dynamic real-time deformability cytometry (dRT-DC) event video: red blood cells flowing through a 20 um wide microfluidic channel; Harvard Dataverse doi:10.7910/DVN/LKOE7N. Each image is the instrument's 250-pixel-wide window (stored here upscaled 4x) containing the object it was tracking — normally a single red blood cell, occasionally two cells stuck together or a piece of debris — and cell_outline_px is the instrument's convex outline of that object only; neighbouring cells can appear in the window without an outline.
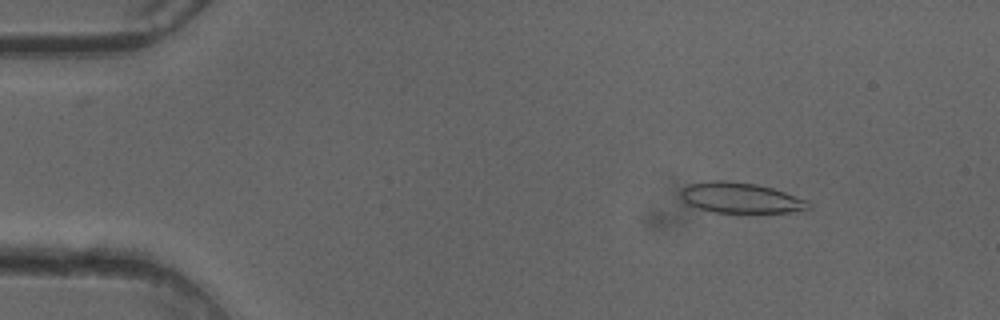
{"species": "common noctule bat (a hibernating species)", "species_latin": "Nyctalus noctula", "temperature_condition": "cold", "stored_images_in_passage": 50, "camera_frame_rate_fps": 3000, "um_per_image_px": 0.085, "animal": {"sex": "female"}, "frame": {"image": 1, "passage_image": 7, "time_ms": 2.0, "image_size_px": [1000, 320], "cell_outline_px": [[812, 208], [792, 212], [712, 212], [688, 204], [680, 196], [680, 192], [688, 184], [708, 180], [724, 180], [756, 184], [772, 188], [808, 200], [812, 204]], "centroid_in_image_um": [62.97, 16.81], "position_along_channel_um": 22.0, "area_um2": 22.66}}
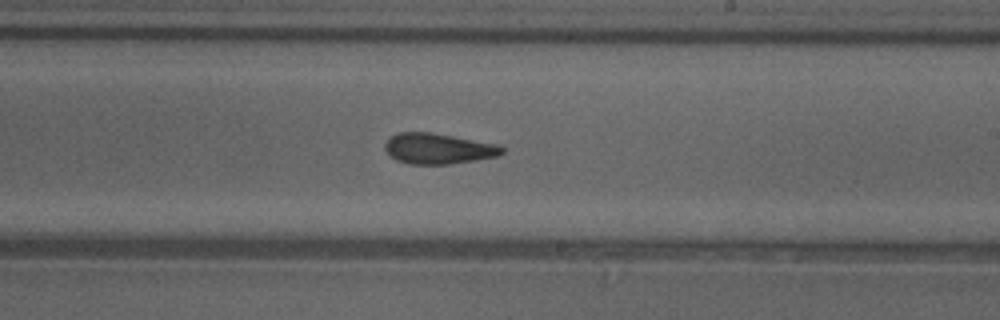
{"frame": {"image": 2, "passage_image": 30, "time_ms": 9.667, "image_size_px": [1000, 320], "cell_outline_px": [[504, 152], [496, 156], [476, 160], [448, 164], [408, 164], [396, 160], [384, 148], [384, 144], [396, 132], [432, 132], [500, 144], [504, 148]], "centroid_in_image_um": [37.27, 12.62], "position_along_channel_um": 251.7, "area_um2": 20.98}}
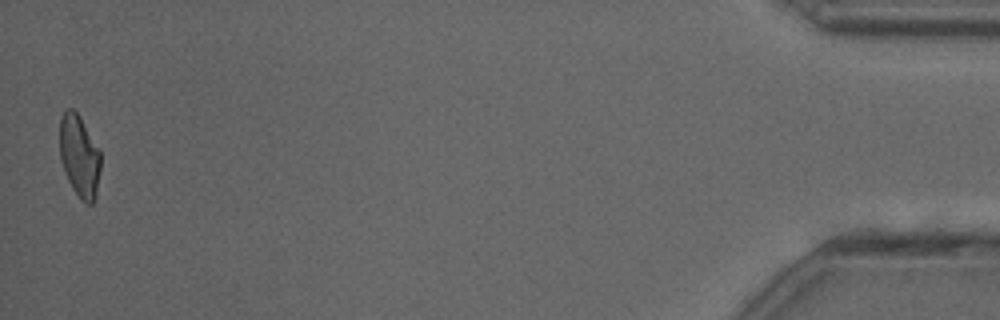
{"frame": {"image": 3, "passage_image": 50, "time_ms": 16.333, "image_size_px": [1000, 320], "cell_outline_px": [[100, 168], [96, 196], [92, 204], [84, 204], [80, 200], [72, 188], [68, 180], [60, 160], [60, 116], [68, 108], [72, 108], [80, 116], [100, 152]], "centroid_in_image_um": [6.74, 13.29], "position_along_channel_um": 428.5, "area_um2": 19.59}, "authors_computed_cell_mechanics": {"area_um2": 21.4149, "velocity_mm_per_s": 4.0968, "shape_relaxation_time_tau1_ms": null, "shape_relaxation_time_tau2_ms": 2.5966, "deformation_change_tau1": null, "deformation_change_tau2": 0.1192}}